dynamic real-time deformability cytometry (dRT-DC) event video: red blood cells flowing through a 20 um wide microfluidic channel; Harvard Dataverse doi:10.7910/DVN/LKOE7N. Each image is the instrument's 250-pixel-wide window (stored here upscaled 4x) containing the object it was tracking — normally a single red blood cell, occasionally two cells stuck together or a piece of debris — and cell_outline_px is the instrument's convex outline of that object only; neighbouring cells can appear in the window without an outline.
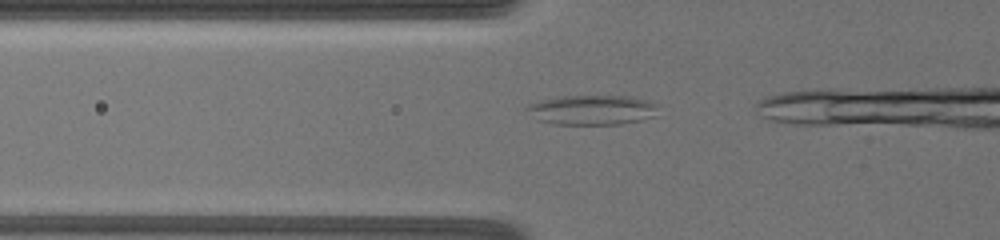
{"species": "common noctule bat (a hibernating species)", "species_latin": "Nyctalus noctula", "temperature_condition": "warm", "stored_images_in_passage": 9, "camera_frame_rate_fps": 3000, "um_per_image_px": 0.085, "animal": {"sex": "female", "body_mass_g": 19.5, "forearm_length_mm": 54.1}, "frame": {"image": 1, "passage_image": 4, "time_ms": 1.667, "image_size_px": [1000, 240], "cell_outline_px": [[656, 104], [652, 116], [640, 120], [620, 124], [552, 124], [536, 120], [524, 108], [528, 104], [540, 100], [556, 96], [628, 96]], "centroid_in_image_um": [50.18, 9.34], "position_along_channel_um": 75.6, "area_um2": 22.54}}
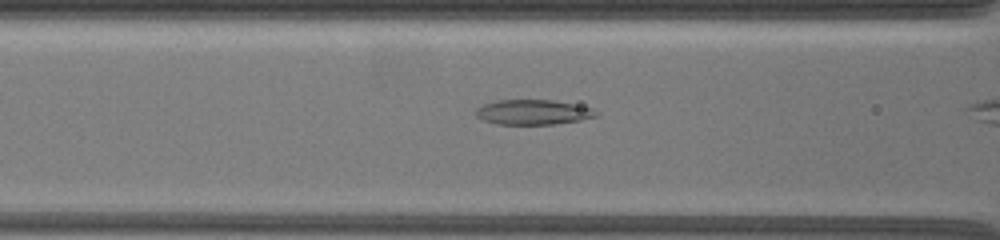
{"frame": {"image": 2, "passage_image": 7, "time_ms": 3.0, "image_size_px": [1000, 240], "cell_outline_px": [[596, 116], [580, 120], [552, 124], [496, 124], [484, 120], [476, 116], [472, 112], [476, 108], [484, 104], [496, 100], [552, 100], [592, 108], [596, 112]], "centroid_in_image_um": [45.23, 9.53], "position_along_channel_um": 121.4, "area_um2": 17.34}}